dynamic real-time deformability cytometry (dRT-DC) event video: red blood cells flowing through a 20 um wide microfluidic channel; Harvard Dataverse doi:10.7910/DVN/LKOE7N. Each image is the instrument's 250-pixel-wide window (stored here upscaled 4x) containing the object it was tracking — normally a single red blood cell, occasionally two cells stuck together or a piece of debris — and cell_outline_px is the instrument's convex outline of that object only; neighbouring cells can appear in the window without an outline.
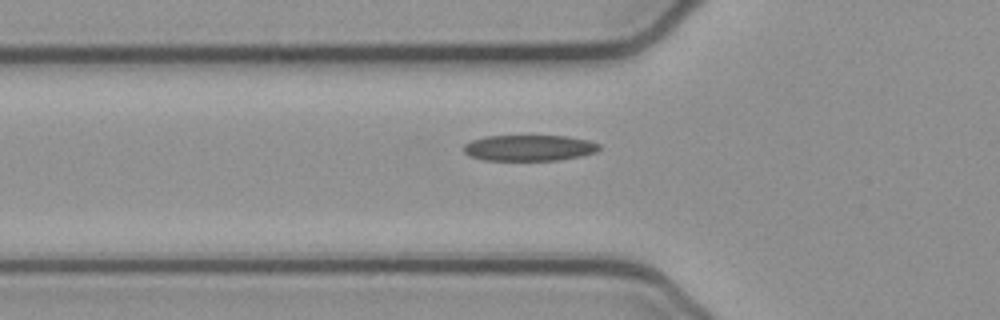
{"species": "common noctule bat (a hibernating species)", "species_latin": "Nyctalus noctula", "temperature_condition": "cold", "stored_images_in_passage": 32, "camera_frame_rate_fps": 3000, "um_per_image_px": 0.085, "animal": {"sex": "female", "body_mass_g": 21.9}, "frame": {"image": 1, "passage_image": 3, "time_ms": 0.667, "image_size_px": [1000, 320], "cell_outline_px": [[600, 148], [596, 152], [580, 156], [556, 160], [484, 160], [468, 156], [464, 152], [464, 144], [472, 140], [484, 136], [568, 136], [588, 140], [600, 144]], "centroid_in_image_um": [44.96, 12.57], "position_along_channel_um": 80.8, "area_um2": 20.52}}
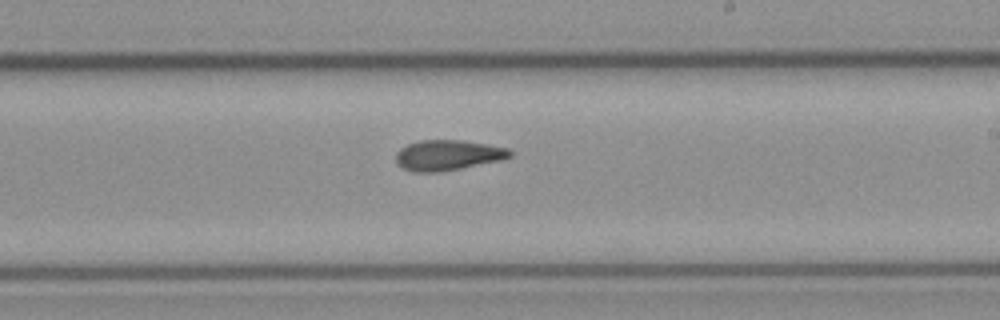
{"frame": {"image": 2, "passage_image": 16, "time_ms": 5.0, "image_size_px": [1000, 320], "cell_outline_px": [[512, 156], [504, 160], [440, 172], [412, 172], [396, 164], [396, 152], [400, 148], [408, 144], [420, 140], [464, 140], [508, 148], [512, 152]], "centroid_in_image_um": [38.07, 13.19], "position_along_channel_um": 250.9, "area_um2": 20.4}}
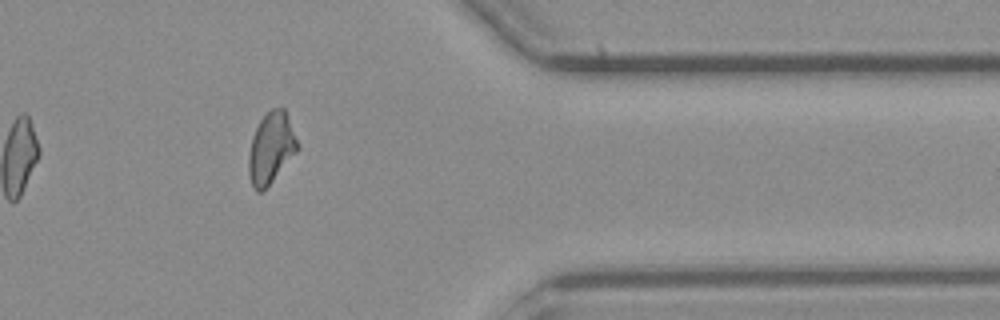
{"frame": {"image": 3, "passage_image": 28, "time_ms": 9.0, "image_size_px": [1000, 320], "cell_outline_px": [[300, 148], [272, 180], [260, 192], [256, 192], [252, 184], [248, 172], [248, 156], [252, 136], [260, 120], [272, 108], [284, 108]], "centroid_in_image_um": [23.02, 12.57], "position_along_channel_um": 388.4, "area_um2": 19.77}, "authors_computed_cell_mechanics": {"area_um2": 20.23, "velocity_mm_per_s": 3.8996, "shape_relaxation_time_tau1_ms": 5.5381, "shape_relaxation_time_tau2_ms": 5.5471, "deformation_change_tau1": 0.1676, "deformation_change_tau2": 0.14}}